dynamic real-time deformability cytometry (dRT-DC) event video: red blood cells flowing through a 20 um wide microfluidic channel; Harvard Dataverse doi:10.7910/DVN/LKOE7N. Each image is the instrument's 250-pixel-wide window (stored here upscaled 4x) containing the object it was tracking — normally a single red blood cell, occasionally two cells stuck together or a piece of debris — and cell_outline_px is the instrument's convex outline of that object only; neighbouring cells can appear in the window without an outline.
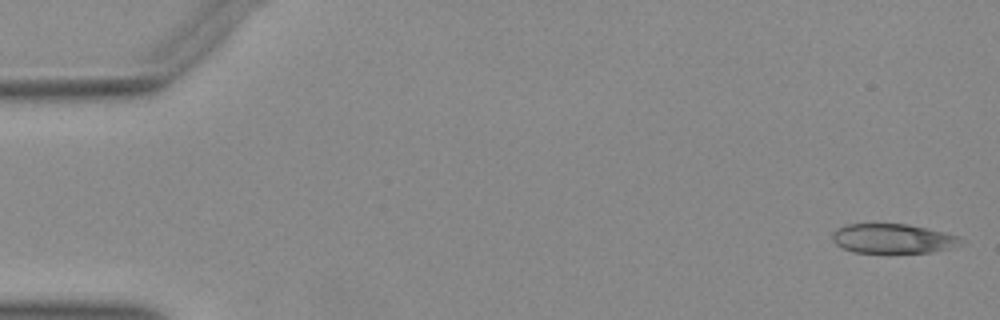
{"species": "Egyptian fruit bat (a non-hibernating species)", "species_latin": "Rousettus aegyptiacus", "temperature_condition": "warm", "stored_images_in_passage": 51, "camera_frame_rate_fps": 3000, "um_per_image_px": 0.085, "animal": {"sex": "female"}, "frame": {"image": 1, "passage_image": 1, "time_ms": 0.0, "image_size_px": [1000, 320], "cell_outline_px": [[964, 240], [960, 244], [948, 248], [932, 252], [852, 252], [836, 244], [832, 240], [832, 232], [836, 228], [848, 224], [908, 224], [944, 232], [960, 236]], "centroid_in_image_um": [75.88, 20.27], "position_along_channel_um": 9.1, "area_um2": 21.96}}
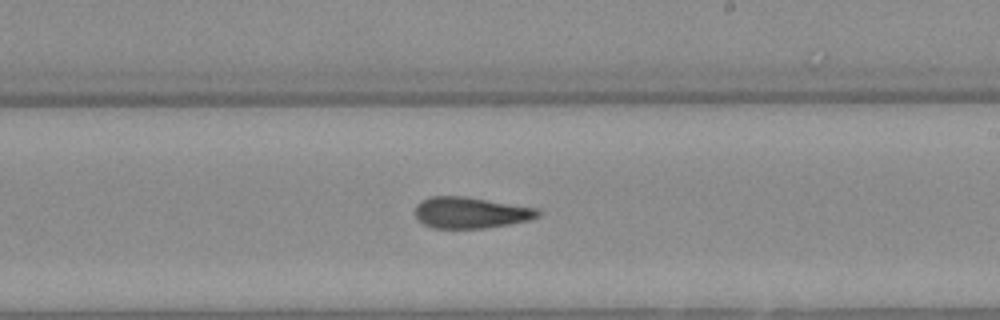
{"frame": {"image": 2, "passage_image": 30, "time_ms": 9.667, "image_size_px": [1000, 320], "cell_outline_px": [[544, 212], [540, 216], [532, 220], [512, 224], [484, 228], [432, 228], [416, 220], [416, 204], [420, 200], [432, 196], [464, 196], [540, 208]], "centroid_in_image_um": [40.07, 18.07], "position_along_channel_um": 248.9, "area_um2": 22.83}}
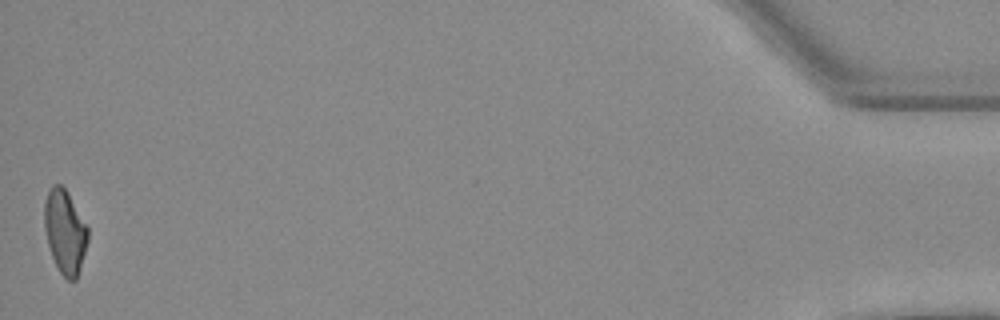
{"frame": {"image": 3, "passage_image": 51, "time_ms": 16.667, "image_size_px": [1000, 320], "cell_outline_px": [[88, 240], [76, 280], [68, 280], [60, 272], [52, 256], [48, 244], [44, 228], [44, 204], [48, 188], [52, 184], [60, 184], [64, 188], [88, 228]], "centroid_in_image_um": [5.49, 19.68], "position_along_channel_um": 429.7, "area_um2": 20.87}}